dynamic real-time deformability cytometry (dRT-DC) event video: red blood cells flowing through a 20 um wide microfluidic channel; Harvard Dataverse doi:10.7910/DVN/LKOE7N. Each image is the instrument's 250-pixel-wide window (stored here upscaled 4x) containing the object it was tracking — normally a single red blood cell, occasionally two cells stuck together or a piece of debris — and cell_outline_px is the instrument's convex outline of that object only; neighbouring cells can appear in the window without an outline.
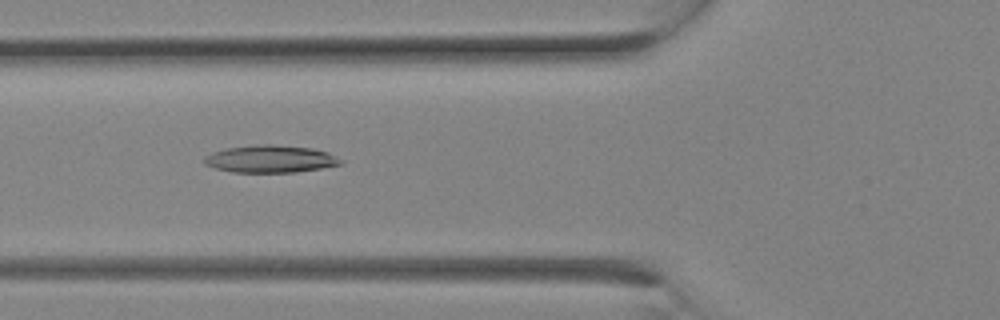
{"species": "Egyptian fruit bat (a non-hibernating species)", "species_latin": "Rousettus aegyptiacus", "temperature_condition": "room temperature", "stored_images_in_passage": 13, "camera_frame_rate_fps": 3000, "um_per_image_px": 0.085, "animal": {"sex": "female"}, "frame": {"image": 1, "passage_image": 10, "time_ms": 3.0, "image_size_px": [1000, 320], "cell_outline_px": [[344, 160], [340, 164], [320, 168], [296, 172], [232, 172], [216, 168], [204, 164], [204, 156], [212, 152], [228, 148], [260, 144], [272, 144], [312, 148], [328, 152]], "centroid_in_image_um": [22.98, 13.51], "position_along_channel_um": 102.8, "area_um2": 21.68}}
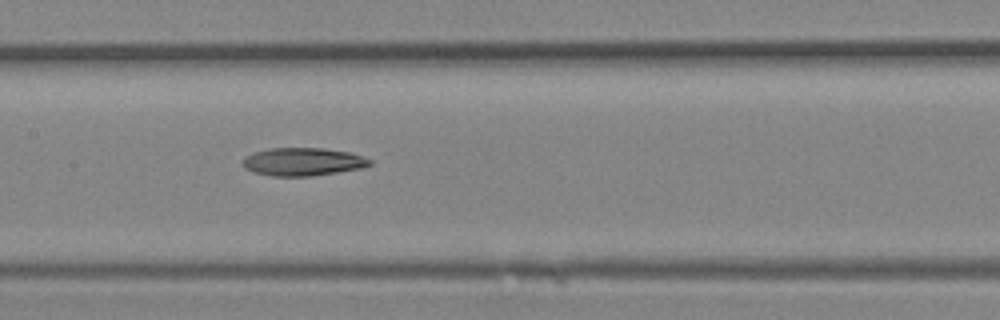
{"frame": {"image": 2, "passage_image": 13, "time_ms": 4.0, "image_size_px": [1000, 320], "cell_outline_px": [[372, 164], [364, 168], [312, 176], [272, 176], [252, 172], [244, 168], [244, 156], [256, 152], [272, 148], [324, 148], [352, 152], [372, 160]], "centroid_in_image_um": [25.79, 13.75], "position_along_channel_um": 181.6, "area_um2": 20.87}}